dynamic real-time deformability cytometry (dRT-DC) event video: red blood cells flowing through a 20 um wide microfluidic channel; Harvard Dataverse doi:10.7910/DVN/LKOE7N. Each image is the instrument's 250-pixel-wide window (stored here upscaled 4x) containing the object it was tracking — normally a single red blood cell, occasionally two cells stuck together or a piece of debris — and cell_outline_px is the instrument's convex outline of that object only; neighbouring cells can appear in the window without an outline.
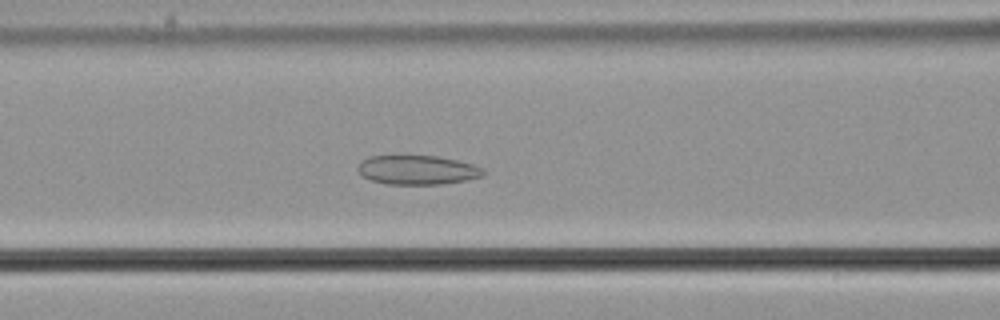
{"species": "common noctule bat (a hibernating species)", "species_latin": "Nyctalus noctula", "temperature_condition": "cold", "stored_images_in_passage": 58, "camera_frame_rate_fps": 3000, "um_per_image_px": 0.085, "animal": {"sex": "male", "body_mass_g": 21.5, "forearm_length_mm": 52.0}, "frame": {"image": 1, "passage_image": 25, "time_ms": 8.0, "image_size_px": [1000, 320], "cell_outline_px": [[488, 172], [484, 176], [464, 180], [440, 184], [388, 184], [372, 180], [360, 176], [356, 168], [368, 156], [436, 156], [456, 160], [472, 164], [484, 168]], "centroid_in_image_um": [35.49, 14.45], "position_along_channel_um": 131.1, "area_um2": 21.33}}
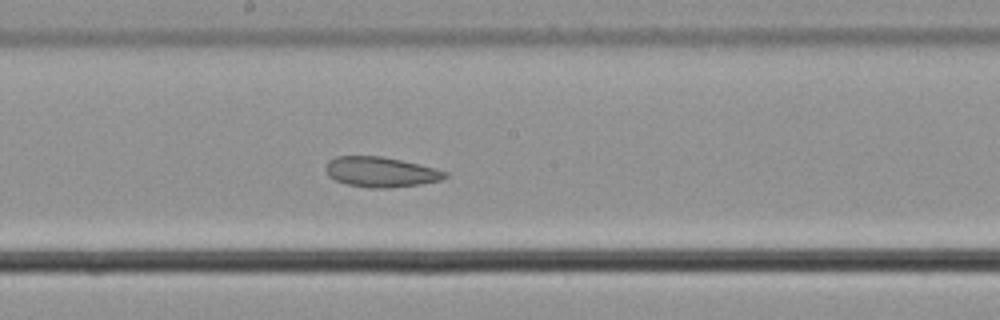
{"frame": {"image": 2, "passage_image": 32, "time_ms": 10.333, "image_size_px": [1000, 320], "cell_outline_px": [[448, 176], [440, 180], [420, 184], [388, 188], [372, 188], [348, 184], [336, 180], [328, 176], [324, 168], [328, 160], [336, 156], [380, 156], [400, 160], [436, 168], [448, 172]], "centroid_in_image_um": [32.35, 14.61], "position_along_channel_um": 215.9, "area_um2": 20.92}}
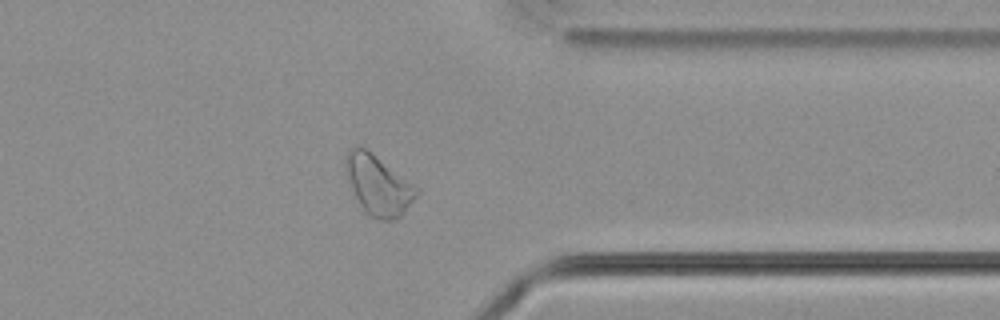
{"frame": {"image": 3, "passage_image": 46, "time_ms": 15.0, "image_size_px": [1000, 320], "cell_outline_px": [[420, 192], [404, 212], [396, 220], [380, 220], [368, 216], [360, 204], [344, 172], [344, 160], [348, 152], [356, 144], [372, 152], [420, 188]], "centroid_in_image_um": [32.16, 15.72], "position_along_channel_um": 379.2, "area_um2": 24.91}, "authors_computed_cell_mechanics": {"area_um2": 27.3394, "velocity_mm_per_s": 3.6374, "shape_relaxation_time_tau1_ms": null, "shape_relaxation_time_tau2_ms": 4.5127, "deformation_change_tau1": null, "deformation_change_tau2": 0.0995}}